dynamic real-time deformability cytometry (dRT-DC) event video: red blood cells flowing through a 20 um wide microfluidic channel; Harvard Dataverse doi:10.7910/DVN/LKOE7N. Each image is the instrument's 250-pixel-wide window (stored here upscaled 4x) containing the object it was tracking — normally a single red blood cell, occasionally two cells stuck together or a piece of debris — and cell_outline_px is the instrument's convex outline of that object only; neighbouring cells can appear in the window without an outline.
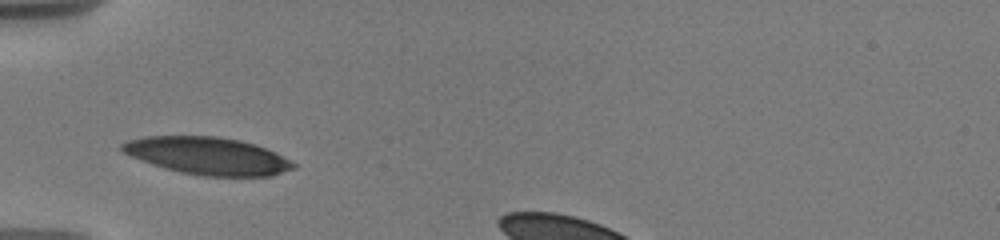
{"species": "human", "species_latin": "Homo sapiens", "temperature_condition": "warm", "stored_images_in_passage": 9, "camera_frame_rate_fps": 3000, "um_per_image_px": 0.085, "donor": {"sex": "male"}, "frame": {"image": 1, "passage_image": 1, "time_ms": 0.0, "image_size_px": [1000, 240], "cell_outline_px": [[296, 168], [272, 176], [204, 176], [180, 172], [164, 168], [140, 160], [124, 152], [120, 148], [120, 144], [128, 140], [144, 136], [216, 136], [240, 140], [256, 144], [296, 164]], "centroid_in_image_um": [17.62, 13.25], "position_along_channel_um": 67.4, "area_um2": 37.17}}
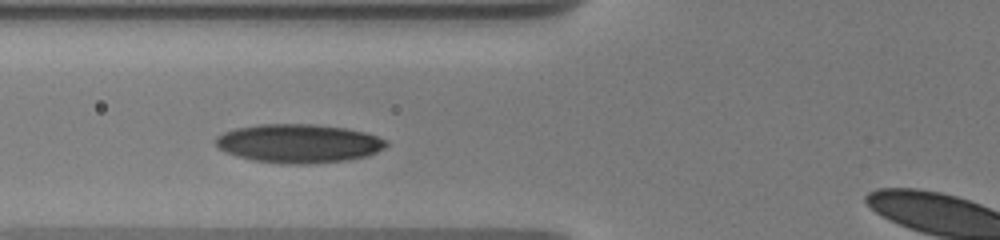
{"frame": {"image": 2, "passage_image": 8, "time_ms": 1.0, "image_size_px": [1000, 240], "cell_outline_px": [[388, 144], [384, 148], [368, 156], [348, 160], [308, 164], [284, 164], [252, 160], [236, 156], [216, 148], [216, 136], [224, 132], [236, 128], [260, 124], [316, 124], [344, 128], [364, 132], [388, 140]], "centroid_in_image_um": [25.38, 12.2], "position_along_channel_um": 100.4, "area_um2": 38.67}}